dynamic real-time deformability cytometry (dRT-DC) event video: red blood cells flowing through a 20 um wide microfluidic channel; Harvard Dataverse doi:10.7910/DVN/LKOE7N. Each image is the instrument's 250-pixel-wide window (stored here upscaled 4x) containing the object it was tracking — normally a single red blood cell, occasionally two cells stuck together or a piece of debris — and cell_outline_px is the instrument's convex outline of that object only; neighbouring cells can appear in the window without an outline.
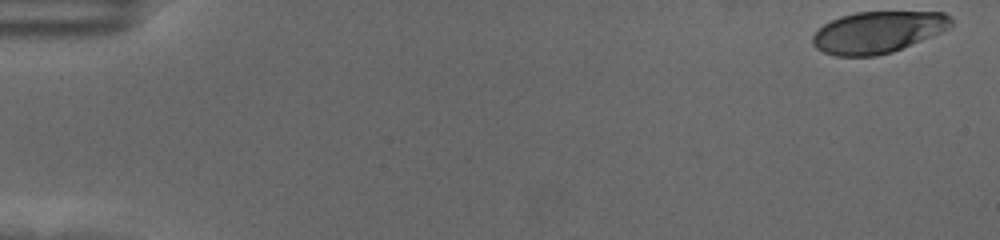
{"species": "human", "species_latin": "Homo sapiens", "temperature_condition": "cold", "stored_images_in_passage": 57, "camera_frame_rate_fps": 3000, "um_per_image_px": 0.085, "donor": {"sex": "female"}, "frame": {"image": 1, "passage_image": 1, "time_ms": 0.0, "image_size_px": [1000, 240], "cell_outline_px": [[952, 24], [948, 28], [940, 32], [892, 52], [876, 56], [836, 56], [824, 52], [816, 48], [812, 44], [812, 36], [824, 24], [840, 16], [856, 12], [944, 12], [952, 16]], "centroid_in_image_um": [74.6, 2.73], "position_along_channel_um": 10.4, "area_um2": 33.41}}
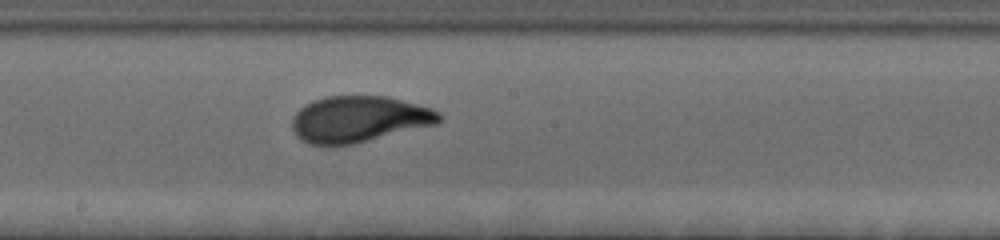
{"frame": {"image": 2, "passage_image": 32, "time_ms": 10.333, "image_size_px": [1000, 240], "cell_outline_px": [[440, 120], [436, 124], [352, 144], [308, 144], [300, 140], [296, 136], [292, 128], [292, 116], [304, 104], [312, 100], [328, 96], [388, 96], [432, 108], [440, 112]], "centroid_in_image_um": [30.47, 10.11], "position_along_channel_um": 217.7, "area_um2": 39.48}}
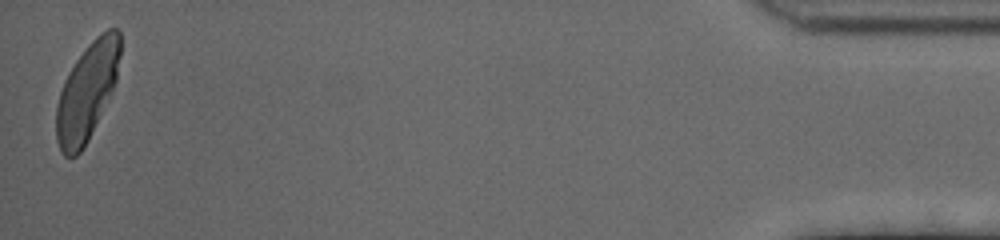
{"frame": {"image": 3, "passage_image": 57, "time_ms": 18.667, "image_size_px": [1000, 240], "cell_outline_px": [[120, 56], [116, 80], [112, 92], [88, 140], [80, 152], [76, 156], [64, 156], [60, 152], [56, 140], [56, 104], [64, 80], [68, 72], [76, 60], [88, 44], [96, 36], [108, 28], [116, 28], [120, 32]], "centroid_in_image_um": [7.39, 7.79], "position_along_channel_um": 427.8, "area_um2": 36.24}, "authors_computed_cell_mechanics": {"area_um2": 37.8012, "velocity_mm_per_s": 3.5112, "shape_relaxation_time_tau1_ms": 3.7976, "shape_relaxation_time_tau2_ms": null, "deformation_change_tau1": 0.1878, "deformation_change_tau2": null}}